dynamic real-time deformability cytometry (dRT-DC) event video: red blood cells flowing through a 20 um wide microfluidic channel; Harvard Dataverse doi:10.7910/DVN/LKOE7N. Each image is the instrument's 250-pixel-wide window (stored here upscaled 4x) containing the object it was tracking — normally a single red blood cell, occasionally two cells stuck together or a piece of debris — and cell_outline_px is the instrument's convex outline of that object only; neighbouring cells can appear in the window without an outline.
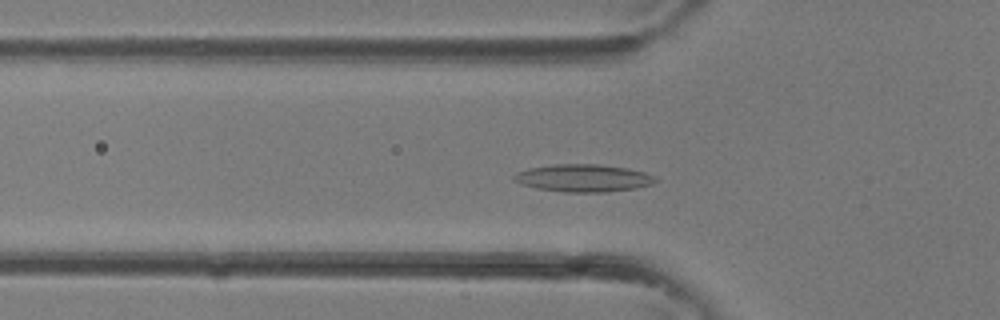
{"species": "common noctule bat (a hibernating species)", "species_latin": "Nyctalus noctula", "temperature_condition": "room temperature", "stored_images_in_passage": 37, "camera_frame_rate_fps": 3000, "um_per_image_px": 0.085, "animal": {"sex": "female"}, "frame": {"image": 1, "passage_image": 12, "time_ms": 3.667, "image_size_px": [1000, 320], "cell_outline_px": [[656, 180], [652, 184], [636, 188], [604, 192], [564, 192], [536, 188], [524, 184], [516, 180], [512, 176], [516, 172], [528, 168], [552, 164], [600, 164], [628, 168], [644, 172], [656, 176]], "centroid_in_image_um": [49.6, 15.12], "position_along_channel_um": 76.2, "area_um2": 22.66}}
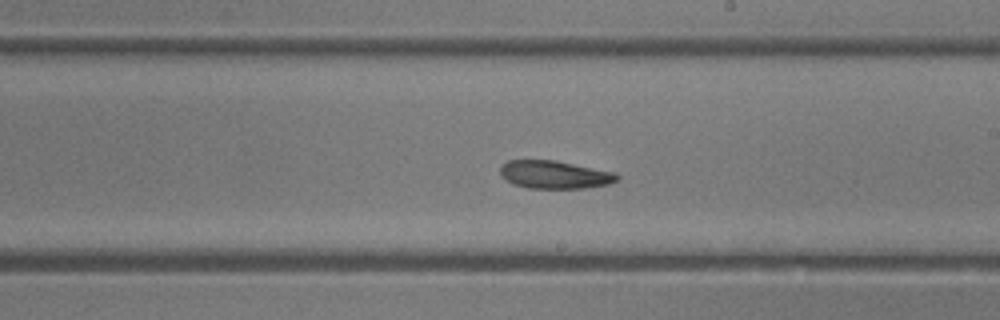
{"frame": {"image": 2, "passage_image": 21, "time_ms": 6.667, "image_size_px": [1000, 320], "cell_outline_px": [[620, 180], [608, 184], [584, 188], [528, 188], [512, 184], [504, 180], [500, 176], [500, 168], [508, 160], [556, 160], [616, 172], [620, 176]], "centroid_in_image_um": [47.15, 14.84], "position_along_channel_um": 241.8, "area_um2": 19.31}}
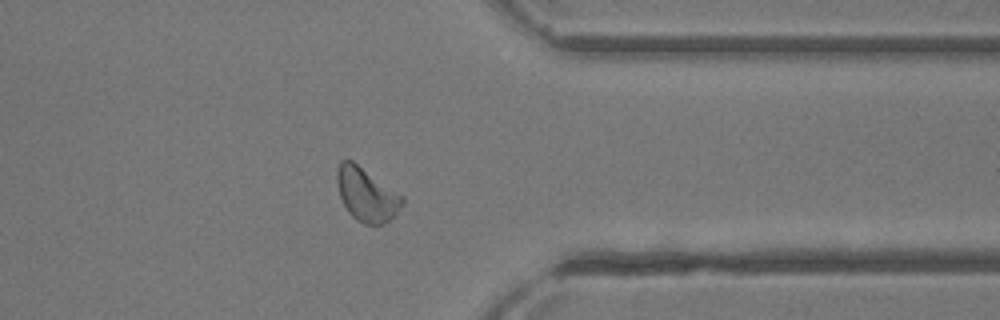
{"frame": {"image": 3, "passage_image": 29, "time_ms": 9.333, "image_size_px": [1000, 320], "cell_outline_px": [[404, 204], [384, 224], [364, 224], [356, 220], [348, 212], [340, 196], [336, 180], [336, 172], [340, 160], [352, 160], [404, 196]], "centroid_in_image_um": [31.15, 16.52], "position_along_channel_um": 380.3, "area_um2": 20.29}}